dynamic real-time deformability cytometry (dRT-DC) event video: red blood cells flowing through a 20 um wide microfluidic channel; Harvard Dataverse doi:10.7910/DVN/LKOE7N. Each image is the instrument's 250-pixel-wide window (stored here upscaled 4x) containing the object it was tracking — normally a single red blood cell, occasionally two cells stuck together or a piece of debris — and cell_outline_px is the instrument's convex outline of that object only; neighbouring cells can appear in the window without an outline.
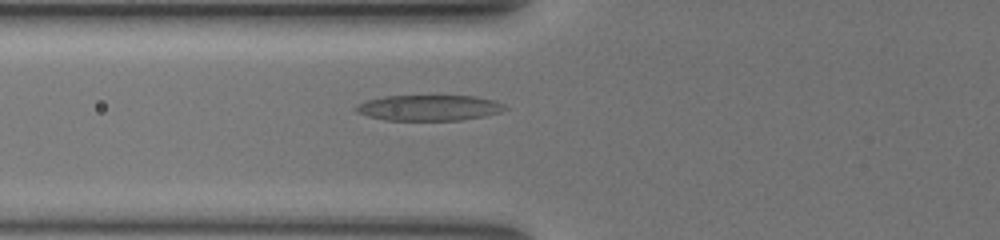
{"species": "common noctule bat (a hibernating species)", "species_latin": "Nyctalus noctula", "temperature_condition": "warm", "stored_images_in_passage": 30, "camera_frame_rate_fps": 3000, "um_per_image_px": 0.085, "animal": {"sex": "female", "body_mass_g": 19.5, "forearm_length_mm": 54.1}, "frame": {"image": 1, "passage_image": 14, "time_ms": 4.333, "image_size_px": [1000, 240], "cell_outline_px": [[508, 108], [500, 112], [484, 116], [460, 120], [384, 120], [368, 116], [356, 112], [352, 108], [356, 104], [364, 100], [384, 96], [476, 96], [492, 100], [504, 104]], "centroid_in_image_um": [36.4, 9.16], "position_along_channel_um": 89.4, "area_um2": 22.43}}
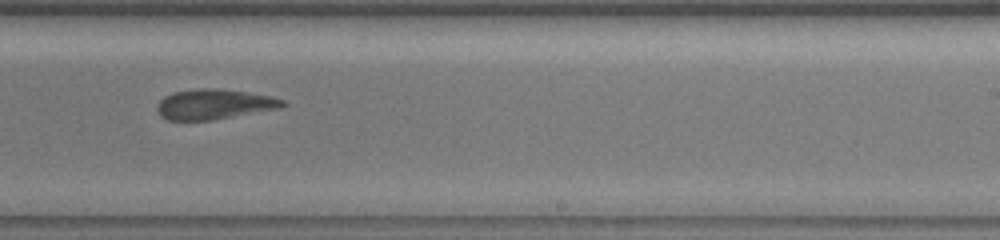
{"frame": {"image": 2, "passage_image": 21, "time_ms": 6.667, "image_size_px": [1000, 240], "cell_outline_px": [[288, 104], [280, 108], [212, 120], [168, 120], [160, 116], [156, 108], [160, 100], [164, 96], [172, 92], [196, 88], [220, 88], [272, 96], [284, 100]], "centroid_in_image_um": [18.2, 8.85], "position_along_channel_um": 270.8, "area_um2": 22.2}}
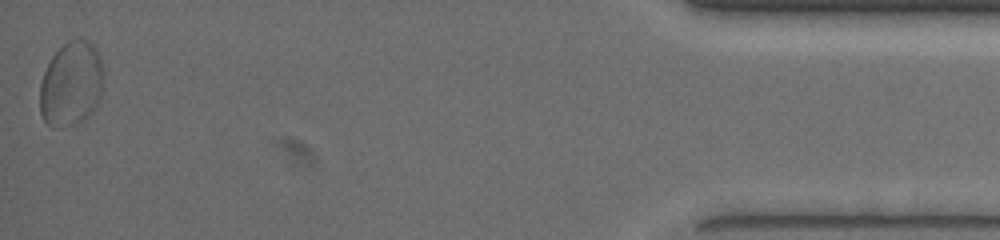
{"frame": {"image": 3, "passage_image": 30, "time_ms": 9.667, "image_size_px": [1000, 240], "cell_outline_px": [[104, 88], [96, 104], [88, 116], [84, 120], [72, 124], [52, 128], [44, 120], [40, 112], [40, 84], [44, 72], [52, 56], [68, 40], [84, 40], [96, 52], [100, 60]], "centroid_in_image_um": [6.02, 7.18], "position_along_channel_um": 429.2, "area_um2": 30.75}}